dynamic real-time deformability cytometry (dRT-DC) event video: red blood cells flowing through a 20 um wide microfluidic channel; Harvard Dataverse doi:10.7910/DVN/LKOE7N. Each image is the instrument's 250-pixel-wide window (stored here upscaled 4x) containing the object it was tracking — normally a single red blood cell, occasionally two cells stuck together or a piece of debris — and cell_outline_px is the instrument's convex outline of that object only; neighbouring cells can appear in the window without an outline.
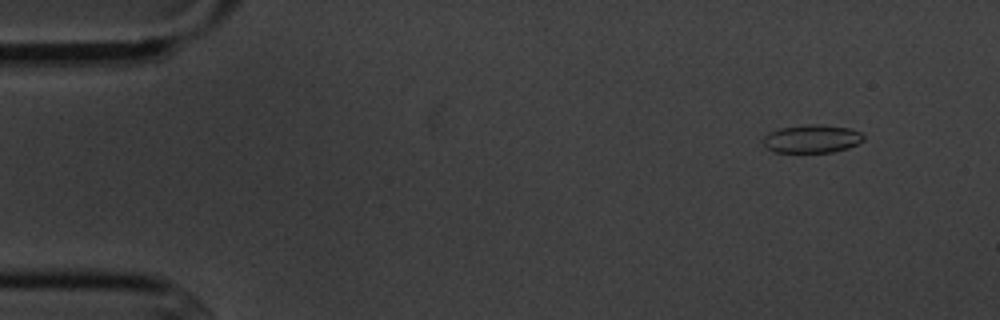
{"species": "common noctule bat (a hibernating species)", "species_latin": "Nyctalus noctula", "temperature_condition": "cold", "stored_images_in_passage": 3, "camera_frame_rate_fps": 3000, "um_per_image_px": 0.085, "animal": {"sex": "male", "body_mass_g": 20.1, "forearm_length_mm": 53.5}, "frame": {"image": 1, "passage_image": 3, "time_ms": 3.0, "image_size_px": [1000, 320], "cell_outline_px": [[864, 140], [848, 148], [832, 152], [776, 152], [768, 148], [764, 144], [764, 136], [780, 128], [808, 124], [820, 124], [848, 128], [860, 132], [864, 136]], "centroid_in_image_um": [69.04, 11.79], "position_along_channel_um": 16.0, "area_um2": 16.24}}